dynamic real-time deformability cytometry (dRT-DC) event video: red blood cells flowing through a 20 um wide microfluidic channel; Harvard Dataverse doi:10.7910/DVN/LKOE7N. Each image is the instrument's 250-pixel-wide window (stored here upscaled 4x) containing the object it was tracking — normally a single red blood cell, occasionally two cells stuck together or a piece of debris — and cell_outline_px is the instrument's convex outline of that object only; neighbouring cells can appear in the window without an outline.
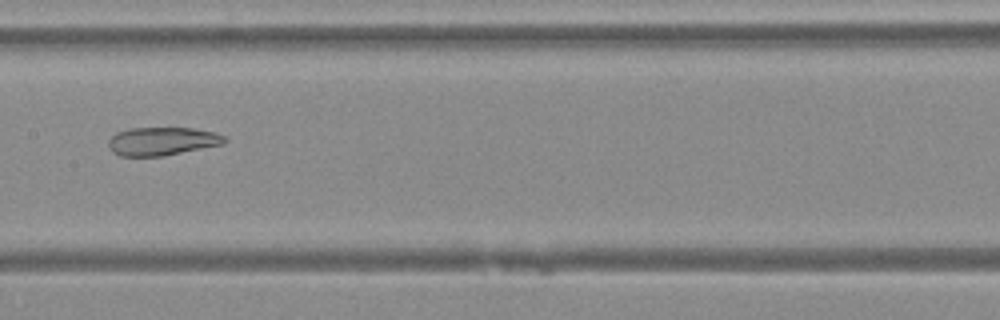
{"species": "Egyptian fruit bat (a non-hibernating species)", "species_latin": "Rousettus aegyptiacus", "temperature_condition": "warm", "stored_images_in_passage": 46, "camera_frame_rate_fps": 3000, "um_per_image_px": 0.085, "animal": {"sex": "female"}, "frame": {"image": 1, "passage_image": 22, "time_ms": 7.0, "image_size_px": [1000, 320], "cell_outline_px": [[228, 140], [224, 144], [164, 156], [120, 156], [112, 152], [108, 144], [108, 140], [116, 132], [128, 128], [196, 128], [216, 132], [224, 136]], "centroid_in_image_um": [13.8, 12.0], "position_along_channel_um": 193.6, "area_um2": 19.36}}
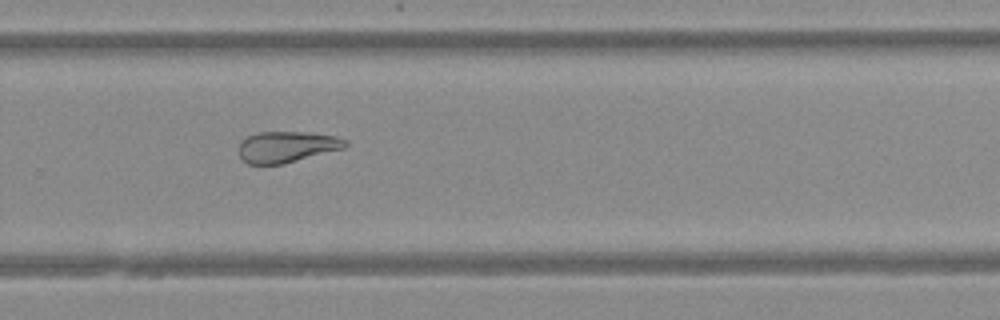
{"frame": {"image": 2, "passage_image": 30, "time_ms": 9.667, "image_size_px": [1000, 320], "cell_outline_px": [[348, 144], [344, 148], [284, 164], [248, 164], [240, 156], [240, 140], [256, 132], [312, 132], [336, 136], [348, 140]], "centroid_in_image_um": [24.4, 12.47], "position_along_channel_um": 305.4, "area_um2": 19.42}}
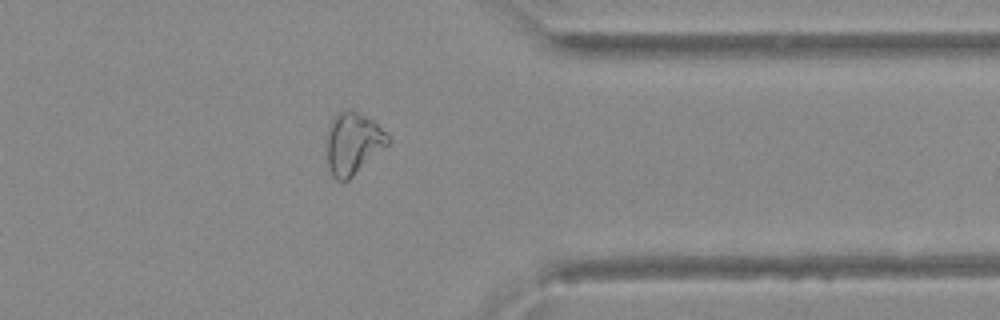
{"frame": {"image": 3, "passage_image": 36, "time_ms": 11.667, "image_size_px": [1000, 320], "cell_outline_px": [[388, 144], [348, 180], [336, 180], [332, 176], [328, 164], [328, 124], [336, 112], [348, 108], [372, 120], [388, 136]], "centroid_in_image_um": [29.96, 12.16], "position_along_channel_um": 381.4, "area_um2": 21.56}}